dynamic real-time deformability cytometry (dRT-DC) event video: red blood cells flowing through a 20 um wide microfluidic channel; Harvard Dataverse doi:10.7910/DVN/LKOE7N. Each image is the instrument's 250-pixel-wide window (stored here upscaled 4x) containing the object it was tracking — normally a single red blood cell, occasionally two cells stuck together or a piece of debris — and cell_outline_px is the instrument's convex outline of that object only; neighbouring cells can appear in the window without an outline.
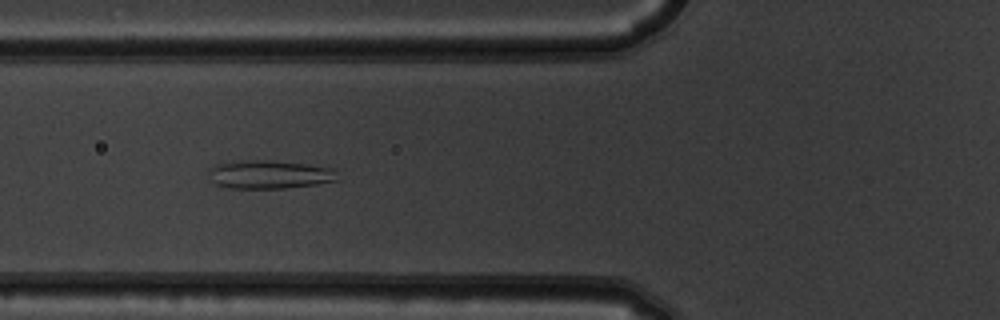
{"species": "common noctule bat (a hibernating species)", "species_latin": "Nyctalus noctula", "temperature_condition": "warm", "stored_images_in_passage": 10, "camera_frame_rate_fps": 3000, "um_per_image_px": 0.085, "animal": {"sex": "male", "body_mass_g": 19.5, "forearm_length_mm": 54.6}, "frame": {"image": 1, "passage_image": 5, "time_ms": 1.333, "image_size_px": [1000, 320], "cell_outline_px": [[340, 180], [316, 184], [284, 188], [232, 188], [216, 184], [212, 180], [208, 172], [208, 168], [216, 164], [252, 160], [268, 160], [304, 164], [336, 168]], "centroid_in_image_um": [22.96, 14.83], "position_along_channel_um": 102.8, "area_um2": 21.27}}
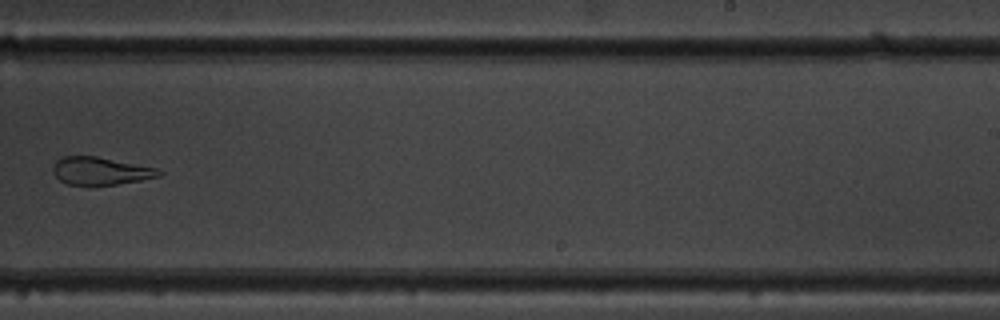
{"frame": {"image": 2, "passage_image": 9, "time_ms": 2.667, "image_size_px": [1000, 320], "cell_outline_px": [[164, 172], [160, 176], [140, 180], [116, 184], [88, 188], [68, 184], [60, 180], [52, 172], [52, 168], [56, 160], [64, 156], [96, 156], [156, 168]], "centroid_in_image_um": [8.5, 14.56], "position_along_channel_um": 280.5, "area_um2": 17.51}}